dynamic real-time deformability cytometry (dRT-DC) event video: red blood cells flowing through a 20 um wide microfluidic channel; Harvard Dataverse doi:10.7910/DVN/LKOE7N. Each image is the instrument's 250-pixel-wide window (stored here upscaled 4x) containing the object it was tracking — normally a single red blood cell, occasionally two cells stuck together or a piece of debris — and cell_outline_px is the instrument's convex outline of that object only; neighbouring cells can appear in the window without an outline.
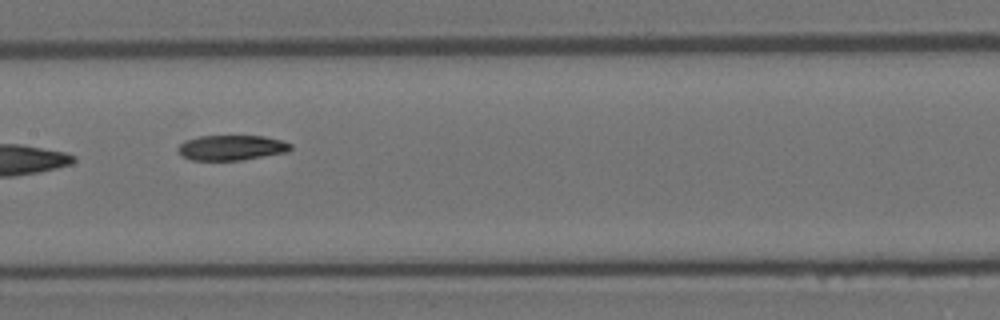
{"species": "Egyptian fruit bat (a non-hibernating species)", "species_latin": "Rousettus aegyptiacus", "temperature_condition": "room temperature", "stored_images_in_passage": 13, "camera_frame_rate_fps": 3000, "um_per_image_px": 0.085, "animal": {"sex": "female"}, "frame": {"image": 1, "passage_image": 6, "time_ms": 1.667, "image_size_px": [1000, 320], "cell_outline_px": [[292, 148], [288, 152], [240, 160], [192, 160], [180, 156], [176, 148], [184, 140], [196, 136], [264, 136], [280, 140], [292, 144]], "centroid_in_image_um": [19.63, 12.55], "position_along_channel_um": 187.8, "area_um2": 16.65}}
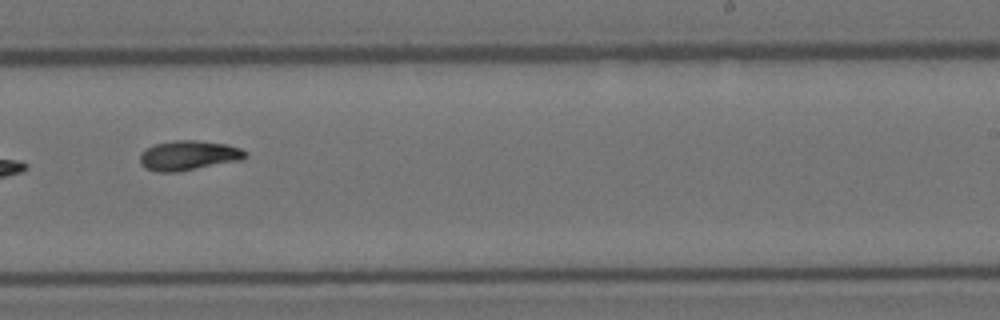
{"frame": {"image": 2, "passage_image": 8, "time_ms": 2.333, "image_size_px": [1000, 320], "cell_outline_px": [[248, 156], [240, 160], [176, 172], [156, 172], [144, 168], [140, 164], [140, 156], [144, 148], [156, 144], [172, 140], [196, 140], [228, 144], [240, 148]], "centroid_in_image_um": [15.98, 13.21], "position_along_channel_um": 273.0, "area_um2": 18.26}}
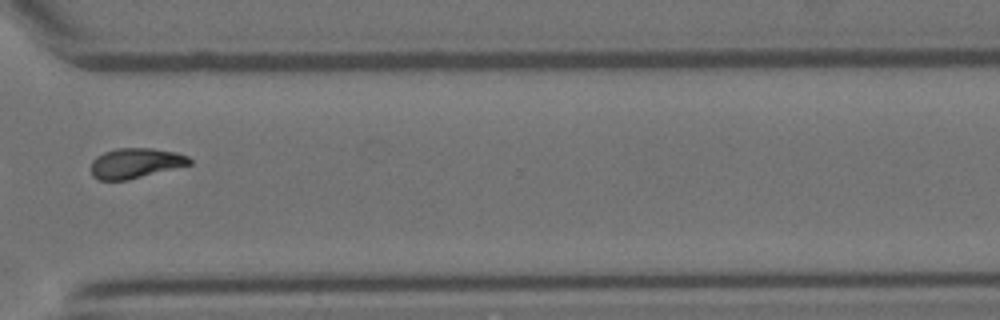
{"frame": {"image": 3, "passage_image": 10, "time_ms": 3.0, "image_size_px": [1000, 320], "cell_outline_px": [[192, 164], [128, 180], [100, 180], [92, 176], [92, 160], [96, 156], [104, 152], [116, 148], [152, 148], [176, 152], [188, 156], [192, 160]], "centroid_in_image_um": [11.53, 13.86], "position_along_channel_um": 359.1, "area_um2": 17.34}}